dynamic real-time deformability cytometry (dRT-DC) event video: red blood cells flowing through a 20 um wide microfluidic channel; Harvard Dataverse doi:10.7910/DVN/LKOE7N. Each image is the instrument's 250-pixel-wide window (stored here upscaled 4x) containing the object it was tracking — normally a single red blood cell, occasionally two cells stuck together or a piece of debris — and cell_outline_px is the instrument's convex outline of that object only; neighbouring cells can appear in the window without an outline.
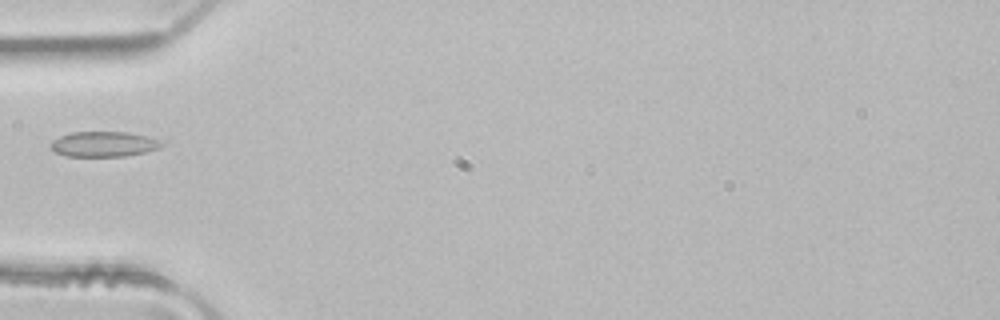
{"species": "common noctule bat (a hibernating species)", "species_latin": "Nyctalus noctula", "temperature_condition": "room temperature", "stored_images_in_passage": 3, "camera_frame_rate_fps": 3000, "um_per_image_px": 0.085, "animal": {"sex": "male", "body_mass_g": 21.5, "forearm_length_mm": 52.0}, "frame": {"image": 1, "passage_image": 2, "time_ms": 0.333, "image_size_px": [1000, 320], "cell_outline_px": [[164, 144], [160, 148], [144, 152], [124, 156], [64, 156], [56, 152], [52, 148], [52, 140], [60, 136], [72, 132], [128, 132], [148, 136], [160, 140]], "centroid_in_image_um": [8.85, 12.24], "position_along_channel_um": 76.2, "area_um2": 16.24}}
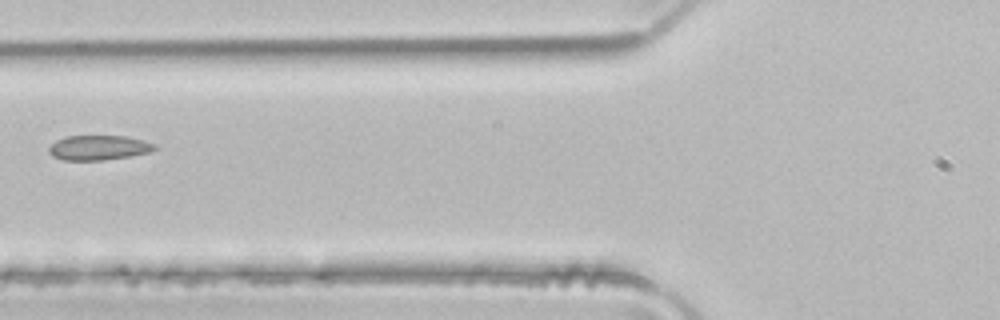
{"frame": {"image": 2, "passage_image": 3, "time_ms": 0.667, "image_size_px": [1000, 320], "cell_outline_px": [[156, 148], [152, 152], [104, 160], [64, 160], [52, 156], [48, 152], [48, 148], [56, 140], [68, 136], [128, 136], [144, 140], [156, 144]], "centroid_in_image_um": [8.4, 12.55], "position_along_channel_um": 117.4, "area_um2": 15.32}}